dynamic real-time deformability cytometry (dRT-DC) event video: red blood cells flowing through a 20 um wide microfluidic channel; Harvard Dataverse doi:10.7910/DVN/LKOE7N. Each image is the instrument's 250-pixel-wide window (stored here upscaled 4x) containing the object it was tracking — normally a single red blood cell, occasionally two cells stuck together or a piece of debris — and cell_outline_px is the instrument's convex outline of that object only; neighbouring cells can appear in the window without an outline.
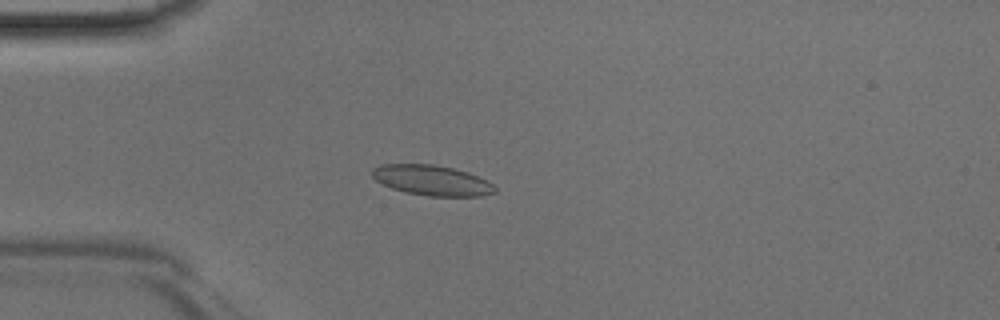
{"species": "Egyptian fruit bat (a non-hibernating species)", "species_latin": "Rousettus aegyptiacus", "temperature_condition": "room temperature", "stored_images_in_passage": 44, "camera_frame_rate_fps": 3000, "um_per_image_px": 0.085, "animal": {"sex": "male"}, "frame": {"image": 1, "passage_image": 10, "time_ms": 3.0, "image_size_px": [1000, 320], "cell_outline_px": [[496, 192], [480, 196], [428, 196], [404, 192], [380, 184], [372, 176], [372, 168], [380, 164], [432, 164], [452, 168], [468, 172], [488, 180], [496, 188]], "centroid_in_image_um": [36.69, 15.33], "position_along_channel_um": 48.3, "area_um2": 21.79}}
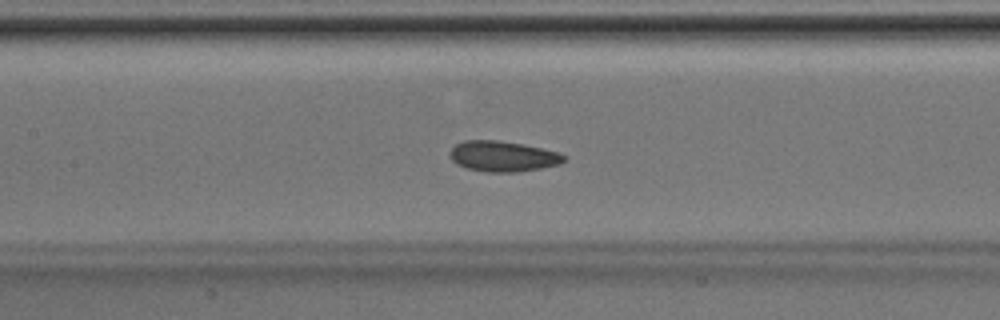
{"frame": {"image": 2, "passage_image": 19, "time_ms": 6.0, "image_size_px": [1000, 320], "cell_outline_px": [[564, 160], [560, 164], [540, 168], [516, 172], [488, 172], [468, 168], [456, 164], [448, 156], [448, 152], [456, 144], [464, 140], [496, 140], [520, 144], [560, 152], [564, 156]], "centroid_in_image_um": [42.7, 13.28], "position_along_channel_um": 164.7, "area_um2": 20.17}}
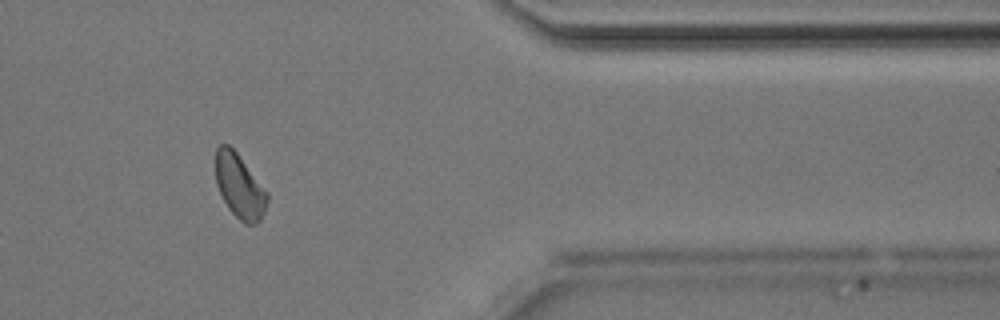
{"frame": {"image": 3, "passage_image": 36, "time_ms": 11.667, "image_size_px": [1000, 320], "cell_outline_px": [[268, 200], [264, 212], [260, 220], [256, 224], [244, 224], [228, 208], [216, 184], [216, 148], [220, 144], [228, 144], [236, 152], [268, 192]], "centroid_in_image_um": [20.37, 15.84], "position_along_channel_um": 391.0, "area_um2": 19.13}}